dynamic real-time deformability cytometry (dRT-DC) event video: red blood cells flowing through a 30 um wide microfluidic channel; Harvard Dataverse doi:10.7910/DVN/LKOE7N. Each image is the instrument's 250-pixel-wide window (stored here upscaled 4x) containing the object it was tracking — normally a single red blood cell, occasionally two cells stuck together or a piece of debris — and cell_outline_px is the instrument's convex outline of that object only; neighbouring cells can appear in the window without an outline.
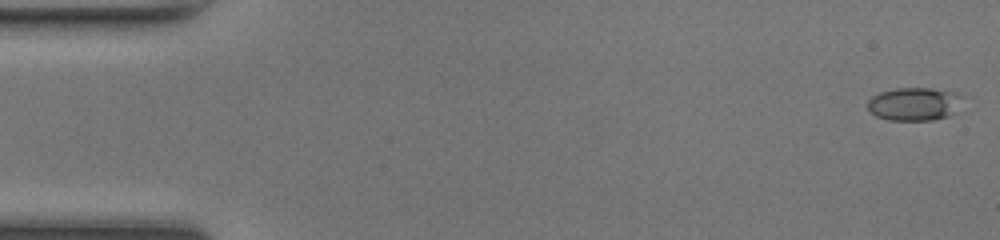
{"species": "common noctule bat (a hibernating species)", "species_latin": "Nyctalus noctula", "temperature_condition": "room temperature", "stored_images_in_passage": 48, "camera_frame_rate_fps": 3000, "um_per_image_px": 0.085, "animal": {"sex": "female", "body_mass_g": 17.0, "forearm_length_mm": 48.0}, "frame": {"image": 1, "passage_image": 1, "time_ms": 0.0, "image_size_px": [1000, 240], "cell_outline_px": [[964, 96], [952, 112], [948, 116], [932, 120], [888, 120], [876, 116], [868, 108], [868, 100], [872, 96], [880, 92], [896, 88], [932, 88], [956, 92]], "centroid_in_image_um": [77.69, 8.83], "position_along_channel_um": 7.3, "area_um2": 18.21}}
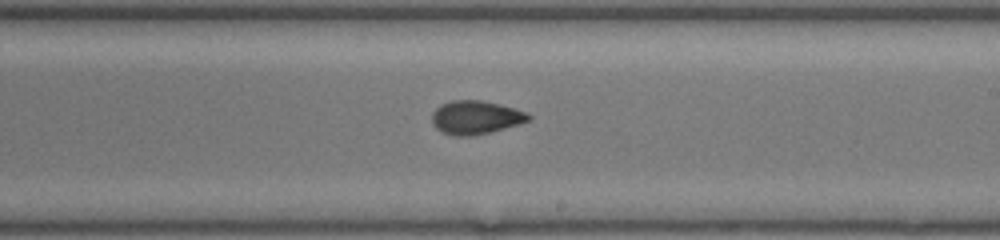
{"frame": {"image": 2, "passage_image": 28, "time_ms": 9.0, "image_size_px": [1000, 240], "cell_outline_px": [[532, 120], [520, 124], [472, 136], [456, 136], [440, 132], [432, 124], [432, 112], [440, 104], [452, 100], [480, 100], [528, 112], [532, 116]], "centroid_in_image_um": [40.42, 9.99], "position_along_channel_um": 248.6, "area_um2": 18.9}}
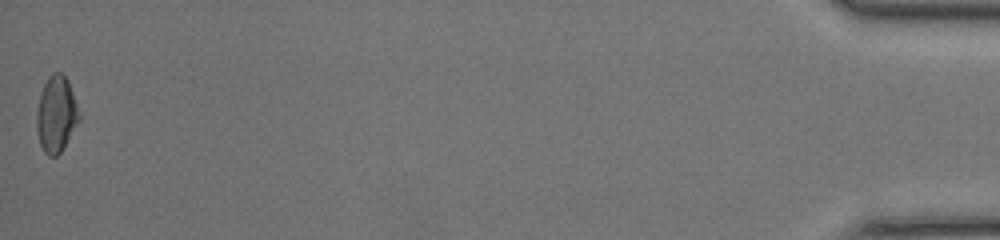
{"frame": {"image": 3, "passage_image": 48, "time_ms": 15.667, "image_size_px": [1000, 240], "cell_outline_px": [[80, 120], [60, 152], [56, 156], [48, 156], [44, 152], [40, 144], [36, 128], [36, 112], [40, 92], [48, 76], [52, 72], [60, 72], [68, 80], [80, 112]], "centroid_in_image_um": [4.77, 9.69], "position_along_channel_um": 430.4, "area_um2": 18.96}, "authors_computed_cell_mechanics": {"area_um2": 18.2359, "velocity_mm_per_s": 4.3337, "shape_relaxation_time_tau1_ms": 5.7621, "shape_relaxation_time_tau2_ms": 1.7592, "deformation_change_tau1": 0.1279, "deformation_change_tau2": 0.0767}}